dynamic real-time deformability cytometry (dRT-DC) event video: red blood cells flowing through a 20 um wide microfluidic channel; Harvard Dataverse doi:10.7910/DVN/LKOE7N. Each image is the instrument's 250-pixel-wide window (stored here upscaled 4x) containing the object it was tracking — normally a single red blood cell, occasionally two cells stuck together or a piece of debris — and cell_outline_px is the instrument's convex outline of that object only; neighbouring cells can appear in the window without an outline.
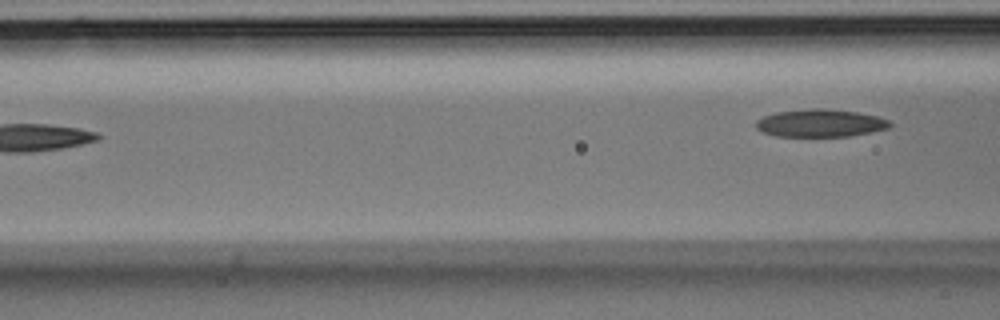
{"species": "Egyptian fruit bat (a non-hibernating species)", "species_latin": "Rousettus aegyptiacus", "temperature_condition": "room temperature", "stored_images_in_passage": 3, "camera_frame_rate_fps": 3000, "um_per_image_px": 0.085, "animal": {"sex": "male"}, "frame": {"image": 1, "passage_image": 3, "time_ms": 0.667, "image_size_px": [1000, 320], "cell_outline_px": [[892, 124], [888, 128], [848, 136], [776, 136], [760, 132], [756, 128], [756, 120], [764, 116], [776, 112], [808, 108], [824, 108], [856, 112], [876, 116], [888, 120]], "centroid_in_image_um": [69.67, 10.46], "position_along_channel_um": 96.9, "area_um2": 21.5}}